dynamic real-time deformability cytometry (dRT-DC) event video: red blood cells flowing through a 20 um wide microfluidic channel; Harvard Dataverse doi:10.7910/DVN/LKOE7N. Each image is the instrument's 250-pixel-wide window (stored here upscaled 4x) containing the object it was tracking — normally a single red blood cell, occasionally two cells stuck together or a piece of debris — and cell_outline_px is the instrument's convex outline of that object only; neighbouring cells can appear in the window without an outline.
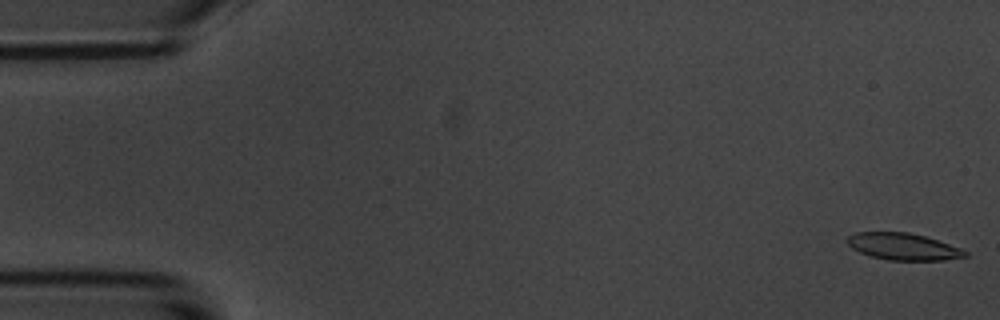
{"species": "common noctule bat (a hibernating species)", "species_latin": "Nyctalus noctula", "temperature_condition": "room temperature", "stored_images_in_passage": 56, "camera_frame_rate_fps": 3000, "um_per_image_px": 0.085, "animal": {"sex": "male", "body_mass_g": 20.1, "forearm_length_mm": 53.5}, "frame": {"image": 1, "passage_image": 1, "time_ms": 0.0, "image_size_px": [1000, 320], "cell_outline_px": [[968, 256], [944, 260], [888, 260], [872, 256], [860, 252], [852, 248], [848, 244], [848, 236], [856, 232], [908, 232], [924, 236], [960, 248], [968, 252]], "centroid_in_image_um": [76.77, 20.96], "position_along_channel_um": 8.2, "area_um2": 18.21}}
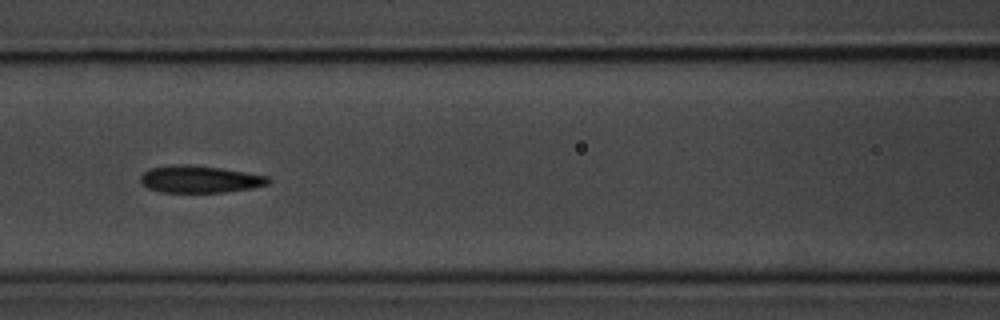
{"frame": {"image": 2, "passage_image": 24, "time_ms": 7.667, "image_size_px": [1000, 320], "cell_outline_px": [[272, 180], [268, 184], [252, 188], [224, 192], [160, 192], [148, 188], [140, 180], [140, 176], [148, 168], [224, 168], [268, 176]], "centroid_in_image_um": [17.08, 15.29], "position_along_channel_um": 149.5, "area_um2": 19.07}}
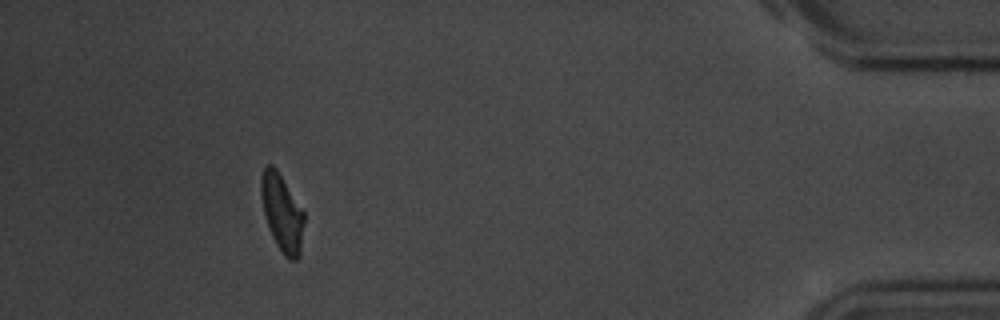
{"frame": {"image": 3, "passage_image": 51, "time_ms": 16.667, "image_size_px": [1000, 320], "cell_outline_px": [[304, 224], [300, 256], [296, 260], [288, 260], [284, 256], [276, 244], [272, 236], [264, 212], [260, 192], [260, 180], [264, 168], [268, 164], [272, 164], [276, 168], [304, 212]], "centroid_in_image_um": [23.98, 18.11], "position_along_channel_um": 411.2, "area_um2": 19.25}, "authors_computed_cell_mechanics": {"area_um2": 20.1722, "velocity_mm_per_s": 3.5769, "shape_relaxation_time_tau1_ms": 7.2824, "shape_relaxation_time_tau2_ms": 5.9825, "deformation_change_tau1": 0.1656, "deformation_change_tau2": 0.1343}}